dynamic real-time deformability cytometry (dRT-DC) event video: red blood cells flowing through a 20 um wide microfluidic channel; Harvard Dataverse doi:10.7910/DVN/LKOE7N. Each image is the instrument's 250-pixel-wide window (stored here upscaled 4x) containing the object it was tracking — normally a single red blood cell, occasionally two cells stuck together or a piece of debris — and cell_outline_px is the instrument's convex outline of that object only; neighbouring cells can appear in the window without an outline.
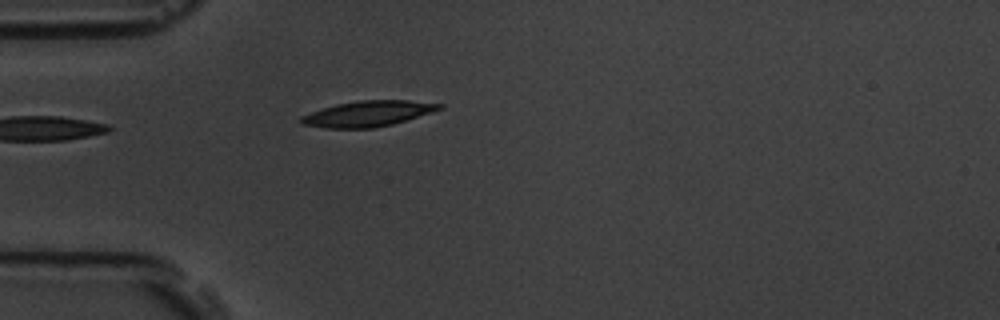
{"species": "common noctule bat (a hibernating species)", "species_latin": "Nyctalus noctula", "temperature_condition": "room temperature", "stored_images_in_passage": 1, "camera_frame_rate_fps": 3000, "um_per_image_px": 0.085, "animal": {"sex": "male", "body_mass_g": 19.5, "forearm_length_mm": 54.6}, "frame": {"image": 1, "passage_image": 1, "time_ms": 0.0, "image_size_px": [1000, 320], "cell_outline_px": [[444, 108], [432, 112], [392, 124], [372, 128], [324, 128], [304, 124], [300, 120], [300, 116], [336, 104], [360, 100], [408, 100], [444, 104]], "centroid_in_image_um": [31.3, 9.66], "position_along_channel_um": 53.7, "area_um2": 20.46}}